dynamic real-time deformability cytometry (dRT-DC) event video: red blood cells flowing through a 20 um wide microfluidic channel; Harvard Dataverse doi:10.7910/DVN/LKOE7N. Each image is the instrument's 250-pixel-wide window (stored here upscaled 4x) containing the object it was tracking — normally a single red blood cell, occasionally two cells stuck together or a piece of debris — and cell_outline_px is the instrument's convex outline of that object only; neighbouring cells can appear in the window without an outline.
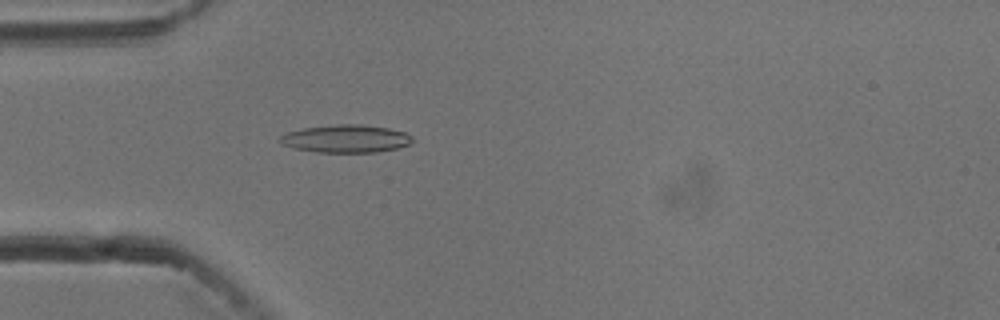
{"species": "common noctule bat (a hibernating species)", "species_latin": "Nyctalus noctula", "temperature_condition": "cold", "stored_images_in_passage": 48, "camera_frame_rate_fps": 3000, "um_per_image_px": 0.085, "animal": {"sex": "male", "body_mass_g": 13.3}, "frame": {"image": 1, "passage_image": 10, "time_ms": 3.0, "image_size_px": [1000, 320], "cell_outline_px": [[412, 140], [408, 144], [396, 148], [376, 152], [316, 152], [296, 148], [280, 144], [276, 140], [280, 136], [288, 132], [304, 128], [336, 124], [360, 124], [388, 128], [404, 132], [412, 136]], "centroid_in_image_um": [29.36, 11.78], "position_along_channel_um": 55.6, "area_um2": 21.33}}
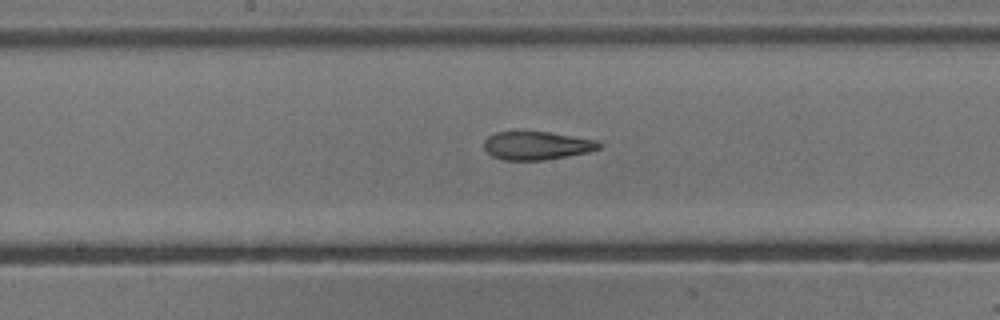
{"frame": {"image": 2, "passage_image": 22, "time_ms": 7.0, "image_size_px": [1000, 320], "cell_outline_px": [[600, 148], [588, 152], [544, 160], [504, 160], [492, 156], [484, 148], [484, 140], [488, 136], [496, 132], [548, 132], [600, 140]], "centroid_in_image_um": [45.63, 12.37], "position_along_channel_um": 202.6, "area_um2": 18.9}}
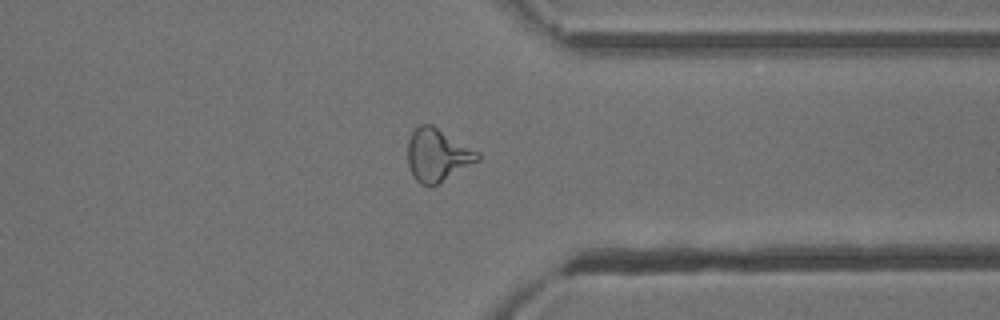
{"frame": {"image": 3, "passage_image": 36, "time_ms": 11.667, "image_size_px": [1000, 320], "cell_outline_px": [[480, 160], [436, 184], [420, 184], [412, 176], [408, 164], [408, 140], [412, 132], [420, 124], [432, 124], [480, 152]], "centroid_in_image_um": [37.19, 13.15], "position_along_channel_um": 374.2, "area_um2": 21.33}, "authors_computed_cell_mechanics": {"area_um2": 20.3745, "velocity_mm_per_s": 3.7708, "shape_relaxation_time_tau1_ms": null, "shape_relaxation_time_tau2_ms": 2.8292, "deformation_change_tau1": null, "deformation_change_tau2": 0.1215}}